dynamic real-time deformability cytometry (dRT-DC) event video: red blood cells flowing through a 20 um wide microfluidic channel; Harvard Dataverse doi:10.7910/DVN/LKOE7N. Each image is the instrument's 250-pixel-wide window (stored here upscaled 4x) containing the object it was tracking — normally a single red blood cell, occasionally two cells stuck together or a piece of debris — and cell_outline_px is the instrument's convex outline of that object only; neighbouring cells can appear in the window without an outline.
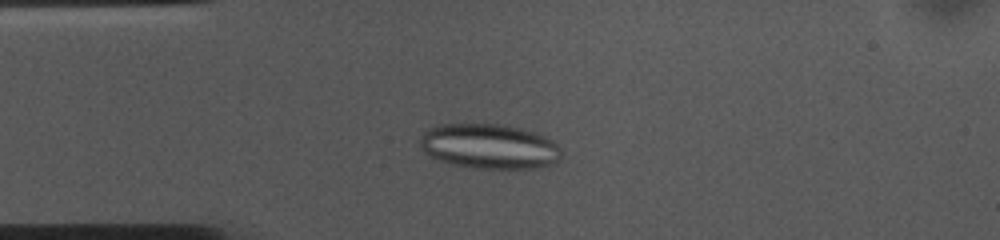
{"species": "common noctule bat (a hibernating species)", "species_latin": "Nyctalus noctula", "temperature_condition": "cold", "stored_images_in_passage": 53, "camera_frame_rate_fps": 3000, "um_per_image_px": 0.085, "animal": {"sex": "female", "body_mass_g": 10.0, "forearm_length_mm": 53.1}, "frame": {"image": 1, "passage_image": 12, "time_ms": 3.667, "image_size_px": [1000, 240], "cell_outline_px": [[560, 160], [552, 164], [536, 168], [472, 168], [452, 164], [428, 156], [420, 148], [420, 140], [424, 132], [440, 124], [504, 124], [520, 128], [548, 136], [560, 148]], "centroid_in_image_um": [41.6, 12.44], "position_along_channel_um": 43.4, "area_um2": 37.11}}
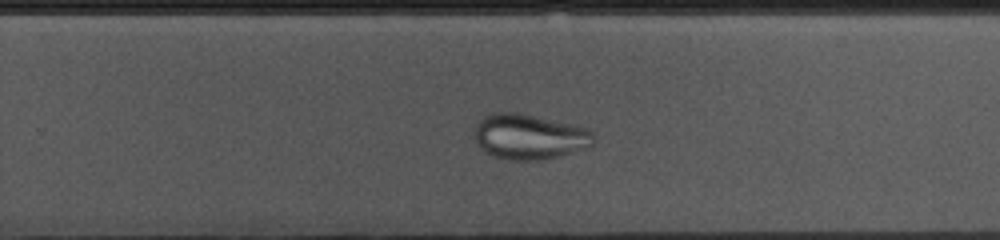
{"frame": {"image": 2, "passage_image": 33, "time_ms": 10.667, "image_size_px": [1000, 240], "cell_outline_px": [[596, 136], [592, 144], [588, 148], [560, 156], [544, 160], [508, 160], [492, 156], [480, 148], [476, 144], [472, 132], [476, 124], [484, 116], [492, 112], [516, 112], [588, 128]], "centroid_in_image_um": [44.96, 11.63], "position_along_channel_um": 284.8, "area_um2": 31.85}}
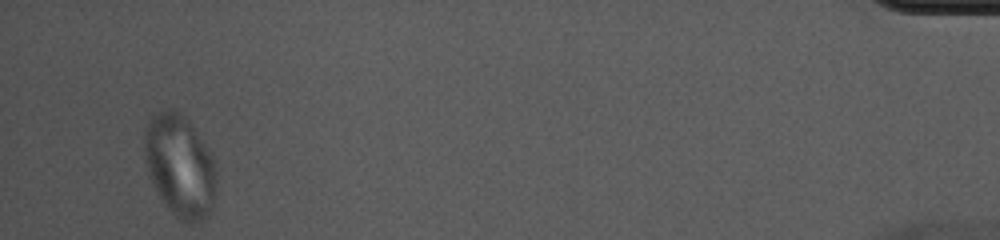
{"frame": {"image": 3, "passage_image": 51, "time_ms": 16.667, "image_size_px": [1000, 240], "cell_outline_px": [[216, 192], [208, 216], [200, 224], [184, 224], [168, 208], [160, 196], [152, 180], [148, 168], [144, 152], [144, 136], [148, 120], [156, 112], [168, 108], [184, 116], [188, 120], [212, 156], [216, 172]], "centroid_in_image_um": [15.31, 14.14], "position_along_channel_um": 419.9, "area_um2": 42.6}}